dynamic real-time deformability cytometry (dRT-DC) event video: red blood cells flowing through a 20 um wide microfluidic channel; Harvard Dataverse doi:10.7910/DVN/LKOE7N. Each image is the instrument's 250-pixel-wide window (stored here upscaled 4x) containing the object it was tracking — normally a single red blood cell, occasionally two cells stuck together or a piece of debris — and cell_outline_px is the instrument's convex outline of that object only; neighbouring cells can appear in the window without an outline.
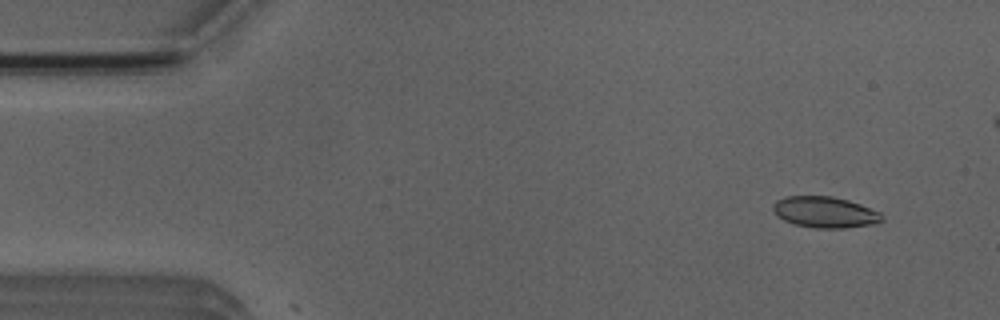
{"species": "Egyptian fruit bat (a non-hibernating species)", "species_latin": "Rousettus aegyptiacus", "temperature_condition": "room temperature", "stored_images_in_passage": 5, "camera_frame_rate_fps": 3000, "um_per_image_px": 0.085, "animal": {"sex": "male"}, "frame": {"image": 1, "passage_image": 1, "time_ms": 0.0, "image_size_px": [1000, 320], "cell_outline_px": [[884, 220], [876, 224], [844, 228], [812, 228], [796, 224], [784, 220], [776, 216], [772, 208], [772, 204], [776, 200], [788, 196], [832, 196], [848, 200], [860, 204], [880, 212], [884, 216]], "centroid_in_image_um": [70.13, 18.04], "position_along_channel_um": 14.9, "area_um2": 19.94}}